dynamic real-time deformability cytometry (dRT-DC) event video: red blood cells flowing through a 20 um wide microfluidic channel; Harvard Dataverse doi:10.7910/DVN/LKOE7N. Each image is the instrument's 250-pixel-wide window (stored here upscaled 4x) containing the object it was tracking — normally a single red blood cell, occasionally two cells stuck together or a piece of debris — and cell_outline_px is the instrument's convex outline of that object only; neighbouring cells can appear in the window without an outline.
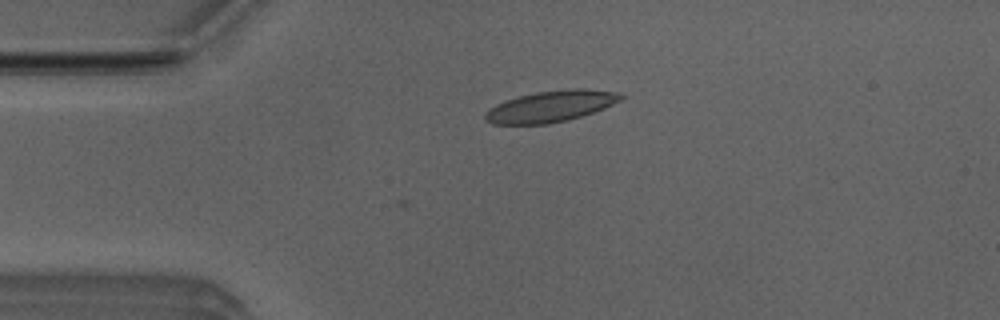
{"species": "Egyptian fruit bat (a non-hibernating species)", "species_latin": "Rousettus aegyptiacus", "temperature_condition": "room temperature", "stored_images_in_passage": 4, "camera_frame_rate_fps": 3000, "um_per_image_px": 0.085, "animal": {"sex": "male"}, "frame": {"image": 1, "passage_image": 3, "time_ms": 0.667, "image_size_px": [1000, 320], "cell_outline_px": [[624, 96], [620, 100], [604, 108], [568, 120], [548, 124], [492, 124], [484, 120], [484, 112], [488, 108], [496, 104], [520, 96], [536, 92], [572, 88], [584, 88], [620, 92]], "centroid_in_image_um": [46.8, 9.04], "position_along_channel_um": 38.2, "area_um2": 24.68}}